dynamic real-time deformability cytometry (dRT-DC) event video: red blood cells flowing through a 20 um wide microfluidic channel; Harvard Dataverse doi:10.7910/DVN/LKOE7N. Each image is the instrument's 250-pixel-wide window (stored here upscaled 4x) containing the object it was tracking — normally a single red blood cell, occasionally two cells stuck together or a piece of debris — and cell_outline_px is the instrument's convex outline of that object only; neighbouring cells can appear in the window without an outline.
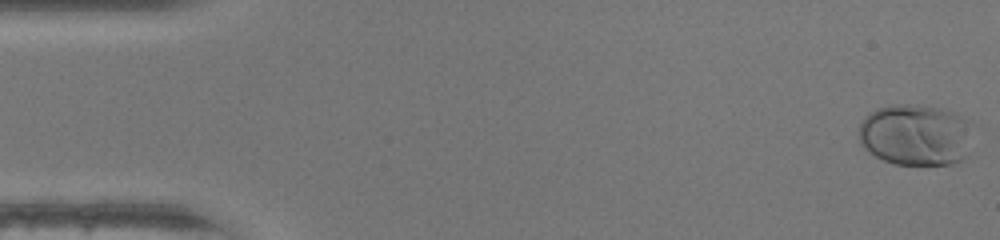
{"species": "human", "species_latin": "Homo sapiens", "temperature_condition": "warm", "stored_images_in_passage": 47, "camera_frame_rate_fps": 3000, "um_per_image_px": 0.085, "donor": {"sex": "female"}, "frame": {"image": 1, "passage_image": 1, "time_ms": 0.0, "image_size_px": [1000, 240], "cell_outline_px": [[972, 124], [964, 160], [952, 164], [896, 164], [884, 160], [868, 152], [860, 144], [860, 124], [864, 116], [876, 108], [892, 104], [920, 104], [940, 108], [956, 112], [968, 120]], "centroid_in_image_um": [77.81, 11.44], "position_along_channel_um": 7.2, "area_um2": 41.15}}
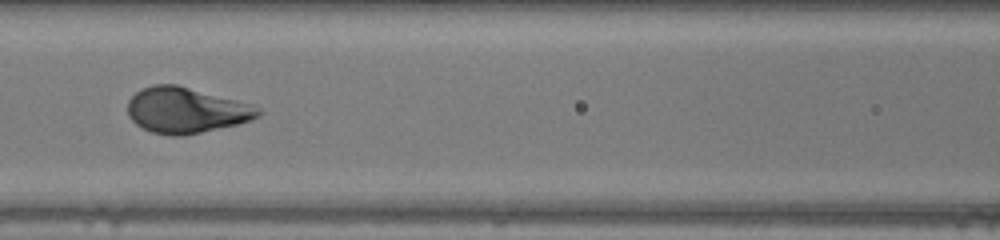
{"frame": {"image": 2, "passage_image": 21, "time_ms": 6.667, "image_size_px": [1000, 240], "cell_outline_px": [[264, 112], [260, 116], [236, 124], [184, 136], [172, 136], [152, 132], [136, 124], [128, 116], [128, 100], [140, 88], [152, 84], [176, 84], [252, 104], [260, 108]], "centroid_in_image_um": [15.8, 9.36], "position_along_channel_um": 150.8, "area_um2": 34.74}}
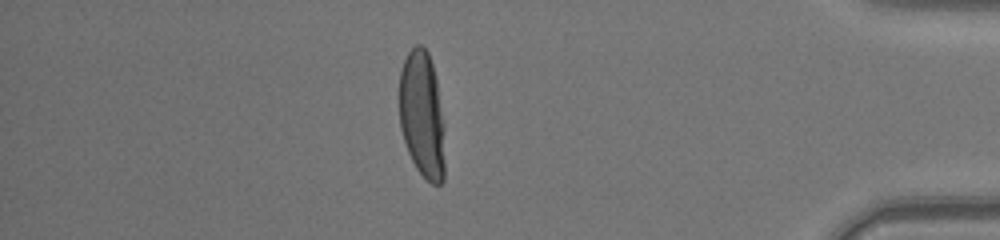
{"frame": {"image": 3, "passage_image": 41, "time_ms": 13.333, "image_size_px": [1000, 240], "cell_outline_px": [[444, 180], [440, 184], [432, 184], [416, 168], [408, 152], [400, 128], [400, 72], [404, 60], [408, 52], [416, 44], [420, 44], [428, 52], [432, 64], [436, 80], [444, 124]], "centroid_in_image_um": [35.88, 9.76], "position_along_channel_um": 399.3, "area_um2": 33.58}}